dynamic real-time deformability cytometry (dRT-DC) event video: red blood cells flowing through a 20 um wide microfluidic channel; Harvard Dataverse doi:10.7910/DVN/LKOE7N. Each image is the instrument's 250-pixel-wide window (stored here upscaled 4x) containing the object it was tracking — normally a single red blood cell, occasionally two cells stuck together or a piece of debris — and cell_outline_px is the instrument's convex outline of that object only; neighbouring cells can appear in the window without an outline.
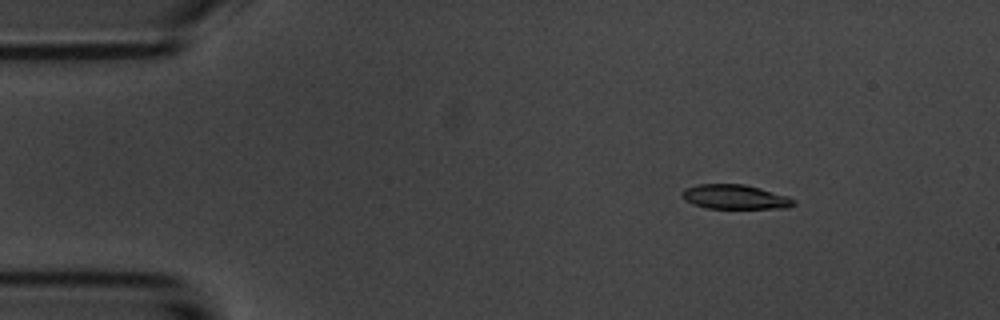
{"species": "common noctule bat (a hibernating species)", "species_latin": "Nyctalus noctula", "temperature_condition": "room temperature", "stored_images_in_passage": 15, "camera_frame_rate_fps": 3000, "um_per_image_px": 0.085, "animal": {"sex": "male", "body_mass_g": 20.1, "forearm_length_mm": 53.5}, "frame": {"image": 1, "passage_image": 3, "time_ms": 2.333, "image_size_px": [1000, 320], "cell_outline_px": [[796, 204], [788, 208], [708, 208], [692, 204], [684, 200], [680, 196], [680, 192], [684, 188], [700, 184], [744, 184], [760, 188], [788, 196], [796, 200]], "centroid_in_image_um": [62.45, 16.73], "position_along_channel_um": 22.5, "area_um2": 16.07}}
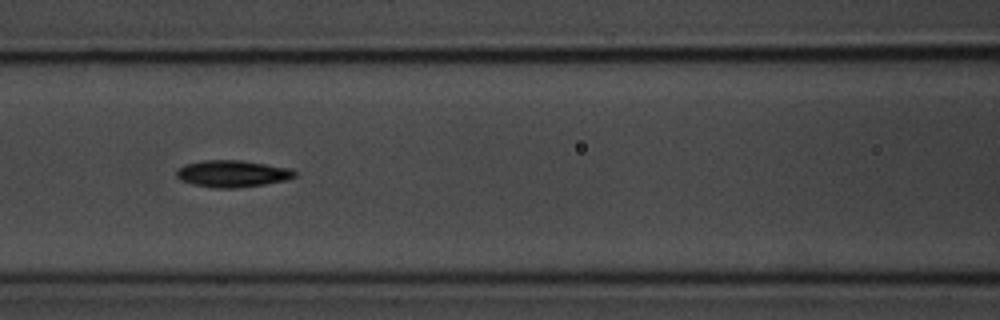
{"frame": {"image": 2, "passage_image": 7, "time_ms": 7.667, "image_size_px": [1000, 320], "cell_outline_px": [[296, 176], [288, 180], [264, 184], [236, 188], [212, 188], [192, 184], [180, 180], [176, 176], [176, 168], [184, 164], [204, 160], [240, 160], [292, 168], [296, 172]], "centroid_in_image_um": [19.74, 14.76], "position_along_channel_um": 146.9, "area_um2": 18.73}}
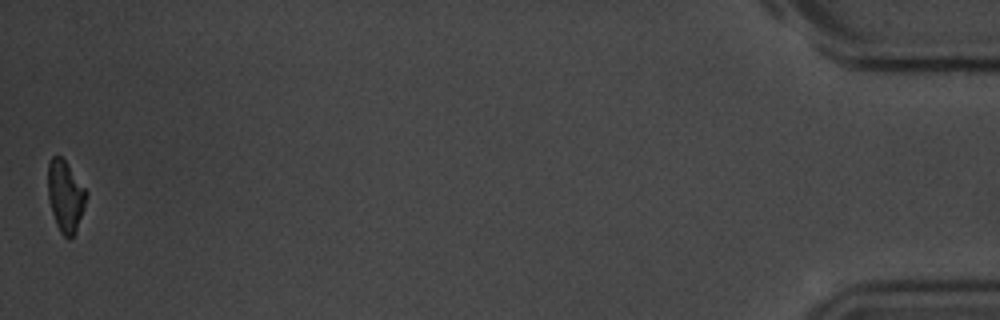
{"frame": {"image": 3, "passage_image": 15, "time_ms": 18.0, "image_size_px": [1000, 320], "cell_outline_px": [[88, 196], [76, 232], [68, 240], [60, 232], [56, 224], [48, 200], [48, 164], [52, 156], [60, 156], [64, 160], [88, 192]], "centroid_in_image_um": [5.56, 16.7], "position_along_channel_um": 429.6, "area_um2": 15.95}, "authors_computed_cell_mechanics": {"area_um2": 17.1666, "velocity_mm_per_s": 3.6583, "shape_relaxation_time_tau1_ms": 1.5849, "shape_relaxation_time_tau2_ms": null, "deformation_change_tau1": 0.0861, "deformation_change_tau2": null}}